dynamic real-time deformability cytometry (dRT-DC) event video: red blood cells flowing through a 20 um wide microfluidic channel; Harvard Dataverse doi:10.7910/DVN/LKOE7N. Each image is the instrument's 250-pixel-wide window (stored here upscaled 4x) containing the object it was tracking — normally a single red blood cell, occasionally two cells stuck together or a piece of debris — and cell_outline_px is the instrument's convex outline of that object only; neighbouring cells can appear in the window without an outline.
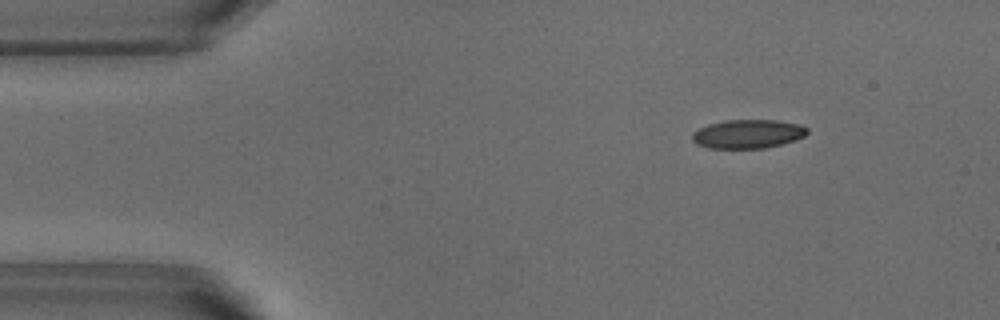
{"species": "common noctule bat (a hibernating species)", "species_latin": "Nyctalus noctula", "temperature_condition": "warm", "stored_images_in_passage": 46, "camera_frame_rate_fps": 3000, "um_per_image_px": 0.085, "animal": {"sex": "male", "body_mass_g": 18.8}, "frame": {"image": 1, "passage_image": 1, "time_ms": 0.0, "image_size_px": [1000, 320], "cell_outline_px": [[808, 132], [804, 136], [796, 140], [764, 148], [708, 148], [696, 144], [692, 140], [692, 132], [708, 124], [724, 120], [776, 120], [800, 124], [808, 128]], "centroid_in_image_um": [63.56, 11.38], "position_along_channel_um": 21.4, "area_um2": 19.36}}
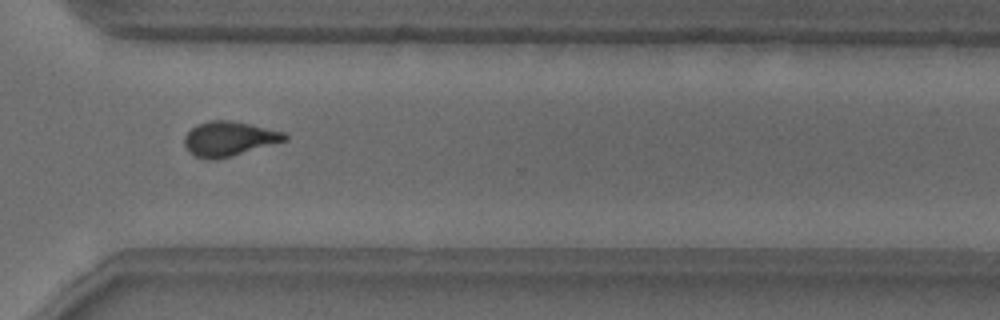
{"frame": {"image": 2, "passage_image": 32, "time_ms": 10.333, "image_size_px": [1000, 320], "cell_outline_px": [[288, 140], [216, 160], [208, 160], [196, 156], [188, 152], [184, 144], [184, 136], [196, 124], [212, 120], [232, 120], [284, 132], [288, 136]], "centroid_in_image_um": [19.44, 11.79], "position_along_channel_um": 351.2, "area_um2": 20.23}}
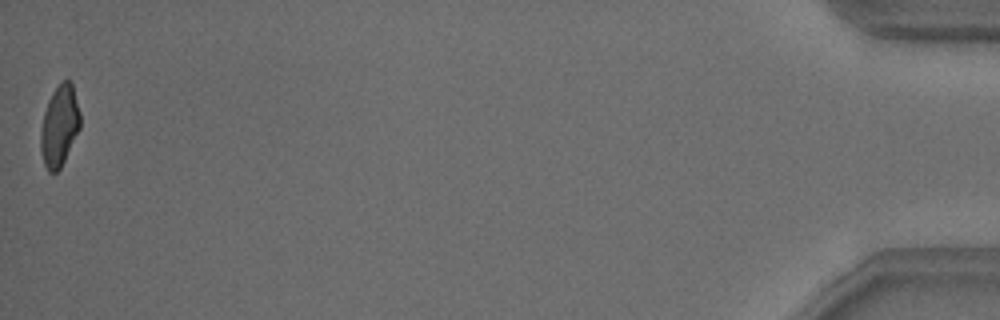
{"frame": {"image": 3, "passage_image": 46, "time_ms": 15.0, "image_size_px": [1000, 320], "cell_outline_px": [[80, 128], [60, 168], [56, 172], [48, 172], [44, 164], [40, 152], [40, 132], [44, 112], [48, 100], [52, 92], [60, 80], [72, 80], [80, 112]], "centroid_in_image_um": [5.05, 10.65], "position_along_channel_um": 430.2, "area_um2": 18.84}, "authors_computed_cell_mechanics": {"area_um2": 20.0855, "velocity_mm_per_s": 3.8438, "shape_relaxation_time_tau1_ms": 4.03, "shape_relaxation_time_tau2_ms": 1.1575, "deformation_change_tau1": 0.1372, "deformation_change_tau2": 0.0582}}